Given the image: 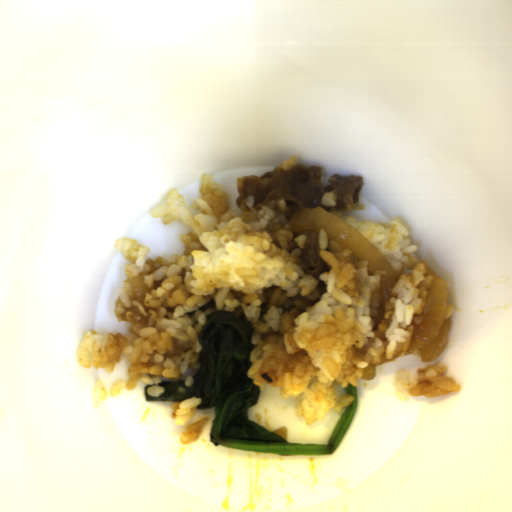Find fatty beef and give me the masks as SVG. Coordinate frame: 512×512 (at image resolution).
<instances>
[{
  "label": "fatty beef",
  "mask_w": 512,
  "mask_h": 512,
  "mask_svg": "<svg viewBox=\"0 0 512 512\" xmlns=\"http://www.w3.org/2000/svg\"><path fill=\"white\" fill-rule=\"evenodd\" d=\"M322 167H305L295 164L291 169L282 165L261 175H245L236 178V204L242 211L243 222L255 221L261 207L274 199L286 200L299 208L312 209L321 207L326 211H364V204H359L360 192L364 186L363 176L334 174L328 178L329 184L322 183ZM329 191L338 194L336 207H324L320 198ZM254 196L255 205L249 208L244 204L247 196Z\"/></svg>",
  "instance_id": "1"
},
{
  "label": "fatty beef",
  "mask_w": 512,
  "mask_h": 512,
  "mask_svg": "<svg viewBox=\"0 0 512 512\" xmlns=\"http://www.w3.org/2000/svg\"><path fill=\"white\" fill-rule=\"evenodd\" d=\"M299 259L303 270L317 279L322 273L330 271L331 266L320 255L318 233L312 229H310L307 235L306 247Z\"/></svg>",
  "instance_id": "2"
},
{
  "label": "fatty beef",
  "mask_w": 512,
  "mask_h": 512,
  "mask_svg": "<svg viewBox=\"0 0 512 512\" xmlns=\"http://www.w3.org/2000/svg\"><path fill=\"white\" fill-rule=\"evenodd\" d=\"M273 433L277 434L278 436L282 437L283 439H285L287 441V428H286V426L281 428V429H279V430H276Z\"/></svg>",
  "instance_id": "4"
},
{
  "label": "fatty beef",
  "mask_w": 512,
  "mask_h": 512,
  "mask_svg": "<svg viewBox=\"0 0 512 512\" xmlns=\"http://www.w3.org/2000/svg\"><path fill=\"white\" fill-rule=\"evenodd\" d=\"M376 375V365L375 363H369L367 367H364L362 371V377H360L362 380L365 381H371L374 379Z\"/></svg>",
  "instance_id": "3"
}]
</instances>
